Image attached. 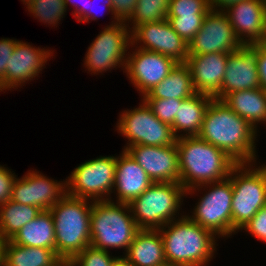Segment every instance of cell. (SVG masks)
I'll use <instances>...</instances> for the list:
<instances>
[{
	"mask_svg": "<svg viewBox=\"0 0 266 266\" xmlns=\"http://www.w3.org/2000/svg\"><path fill=\"white\" fill-rule=\"evenodd\" d=\"M258 131L224 101L213 98L198 137L224 151L238 163H256Z\"/></svg>",
	"mask_w": 266,
	"mask_h": 266,
	"instance_id": "6da1fadb",
	"label": "cell"
},
{
	"mask_svg": "<svg viewBox=\"0 0 266 266\" xmlns=\"http://www.w3.org/2000/svg\"><path fill=\"white\" fill-rule=\"evenodd\" d=\"M159 232L168 264L206 266L217 251L216 236L187 215L178 216V219L162 226Z\"/></svg>",
	"mask_w": 266,
	"mask_h": 266,
	"instance_id": "7a4b0ae2",
	"label": "cell"
},
{
	"mask_svg": "<svg viewBox=\"0 0 266 266\" xmlns=\"http://www.w3.org/2000/svg\"><path fill=\"white\" fill-rule=\"evenodd\" d=\"M179 155L180 184L186 191L229 177L237 164L224 151L198 136L176 140Z\"/></svg>",
	"mask_w": 266,
	"mask_h": 266,
	"instance_id": "3957f363",
	"label": "cell"
},
{
	"mask_svg": "<svg viewBox=\"0 0 266 266\" xmlns=\"http://www.w3.org/2000/svg\"><path fill=\"white\" fill-rule=\"evenodd\" d=\"M66 194L49 211L54 220L55 252L69 263L90 246V215L93 201Z\"/></svg>",
	"mask_w": 266,
	"mask_h": 266,
	"instance_id": "277c9868",
	"label": "cell"
},
{
	"mask_svg": "<svg viewBox=\"0 0 266 266\" xmlns=\"http://www.w3.org/2000/svg\"><path fill=\"white\" fill-rule=\"evenodd\" d=\"M90 223L92 247L105 251L123 248L124 254L140 230L129 204L116 203L112 199L93 201Z\"/></svg>",
	"mask_w": 266,
	"mask_h": 266,
	"instance_id": "5b68a950",
	"label": "cell"
},
{
	"mask_svg": "<svg viewBox=\"0 0 266 266\" xmlns=\"http://www.w3.org/2000/svg\"><path fill=\"white\" fill-rule=\"evenodd\" d=\"M186 189L175 182L153 183L129 203L139 229L158 230L177 219Z\"/></svg>",
	"mask_w": 266,
	"mask_h": 266,
	"instance_id": "8992f818",
	"label": "cell"
},
{
	"mask_svg": "<svg viewBox=\"0 0 266 266\" xmlns=\"http://www.w3.org/2000/svg\"><path fill=\"white\" fill-rule=\"evenodd\" d=\"M238 163L229 174L232 183V235L266 206V165ZM257 168H256V167Z\"/></svg>",
	"mask_w": 266,
	"mask_h": 266,
	"instance_id": "52a82bcc",
	"label": "cell"
},
{
	"mask_svg": "<svg viewBox=\"0 0 266 266\" xmlns=\"http://www.w3.org/2000/svg\"><path fill=\"white\" fill-rule=\"evenodd\" d=\"M207 189L193 209V215H187L192 221L211 231L217 238L232 235V183L230 177L186 191V196L194 191ZM206 187V188H205ZM209 188V190H208Z\"/></svg>",
	"mask_w": 266,
	"mask_h": 266,
	"instance_id": "ba28073f",
	"label": "cell"
},
{
	"mask_svg": "<svg viewBox=\"0 0 266 266\" xmlns=\"http://www.w3.org/2000/svg\"><path fill=\"white\" fill-rule=\"evenodd\" d=\"M115 171V156L85 161L66 179L67 194L91 201H108L113 193Z\"/></svg>",
	"mask_w": 266,
	"mask_h": 266,
	"instance_id": "9c48e42d",
	"label": "cell"
},
{
	"mask_svg": "<svg viewBox=\"0 0 266 266\" xmlns=\"http://www.w3.org/2000/svg\"><path fill=\"white\" fill-rule=\"evenodd\" d=\"M139 107L124 110L119 114L117 132L128 139V147L142 144L147 146H169L176 143L171 125L161 122L148 104L141 99Z\"/></svg>",
	"mask_w": 266,
	"mask_h": 266,
	"instance_id": "30bf717a",
	"label": "cell"
},
{
	"mask_svg": "<svg viewBox=\"0 0 266 266\" xmlns=\"http://www.w3.org/2000/svg\"><path fill=\"white\" fill-rule=\"evenodd\" d=\"M103 29L92 41L85 55L84 66L89 72L92 71L91 74H103L117 66L125 69L127 51L132 46L131 31L126 22L113 20Z\"/></svg>",
	"mask_w": 266,
	"mask_h": 266,
	"instance_id": "8fae6325",
	"label": "cell"
},
{
	"mask_svg": "<svg viewBox=\"0 0 266 266\" xmlns=\"http://www.w3.org/2000/svg\"><path fill=\"white\" fill-rule=\"evenodd\" d=\"M241 45L225 12L210 9L200 30L189 42V55L232 53Z\"/></svg>",
	"mask_w": 266,
	"mask_h": 266,
	"instance_id": "7c38bea8",
	"label": "cell"
},
{
	"mask_svg": "<svg viewBox=\"0 0 266 266\" xmlns=\"http://www.w3.org/2000/svg\"><path fill=\"white\" fill-rule=\"evenodd\" d=\"M131 41V48L137 45V48L171 57L177 63H186L189 57V43L176 33L167 19L138 26L131 33Z\"/></svg>",
	"mask_w": 266,
	"mask_h": 266,
	"instance_id": "4fadbf2b",
	"label": "cell"
},
{
	"mask_svg": "<svg viewBox=\"0 0 266 266\" xmlns=\"http://www.w3.org/2000/svg\"><path fill=\"white\" fill-rule=\"evenodd\" d=\"M66 194V179L57 181L46 177L39 171L29 170L23 177L15 179L11 200L47 211Z\"/></svg>",
	"mask_w": 266,
	"mask_h": 266,
	"instance_id": "5bb4252c",
	"label": "cell"
},
{
	"mask_svg": "<svg viewBox=\"0 0 266 266\" xmlns=\"http://www.w3.org/2000/svg\"><path fill=\"white\" fill-rule=\"evenodd\" d=\"M176 64L171 57L136 47L128 54L123 72L144 97L169 75Z\"/></svg>",
	"mask_w": 266,
	"mask_h": 266,
	"instance_id": "9a60e30c",
	"label": "cell"
},
{
	"mask_svg": "<svg viewBox=\"0 0 266 266\" xmlns=\"http://www.w3.org/2000/svg\"><path fill=\"white\" fill-rule=\"evenodd\" d=\"M154 183H180L179 155L176 143L169 146L136 144L126 149Z\"/></svg>",
	"mask_w": 266,
	"mask_h": 266,
	"instance_id": "2e32d148",
	"label": "cell"
},
{
	"mask_svg": "<svg viewBox=\"0 0 266 266\" xmlns=\"http://www.w3.org/2000/svg\"><path fill=\"white\" fill-rule=\"evenodd\" d=\"M257 68V44L241 45L228 54L221 85V100L229 93L260 88Z\"/></svg>",
	"mask_w": 266,
	"mask_h": 266,
	"instance_id": "e0dca14e",
	"label": "cell"
},
{
	"mask_svg": "<svg viewBox=\"0 0 266 266\" xmlns=\"http://www.w3.org/2000/svg\"><path fill=\"white\" fill-rule=\"evenodd\" d=\"M52 50L37 48L29 43L19 41L9 60L5 71V90H16L27 81H32L45 68L49 57H53Z\"/></svg>",
	"mask_w": 266,
	"mask_h": 266,
	"instance_id": "ac0fdd59",
	"label": "cell"
},
{
	"mask_svg": "<svg viewBox=\"0 0 266 266\" xmlns=\"http://www.w3.org/2000/svg\"><path fill=\"white\" fill-rule=\"evenodd\" d=\"M223 11L242 45L262 44L266 11L262 0H242Z\"/></svg>",
	"mask_w": 266,
	"mask_h": 266,
	"instance_id": "d6986e66",
	"label": "cell"
},
{
	"mask_svg": "<svg viewBox=\"0 0 266 266\" xmlns=\"http://www.w3.org/2000/svg\"><path fill=\"white\" fill-rule=\"evenodd\" d=\"M229 53L189 55L186 64L190 68L192 85L196 93L221 100L223 82Z\"/></svg>",
	"mask_w": 266,
	"mask_h": 266,
	"instance_id": "ffe728a7",
	"label": "cell"
},
{
	"mask_svg": "<svg viewBox=\"0 0 266 266\" xmlns=\"http://www.w3.org/2000/svg\"><path fill=\"white\" fill-rule=\"evenodd\" d=\"M154 182L149 178L145 170L123 150L120 156H116V171L113 191L116 192V203L129 204L139 197Z\"/></svg>",
	"mask_w": 266,
	"mask_h": 266,
	"instance_id": "44dd1931",
	"label": "cell"
},
{
	"mask_svg": "<svg viewBox=\"0 0 266 266\" xmlns=\"http://www.w3.org/2000/svg\"><path fill=\"white\" fill-rule=\"evenodd\" d=\"M124 256L133 266H162L166 264L165 250L159 229H140Z\"/></svg>",
	"mask_w": 266,
	"mask_h": 266,
	"instance_id": "7402d4cb",
	"label": "cell"
},
{
	"mask_svg": "<svg viewBox=\"0 0 266 266\" xmlns=\"http://www.w3.org/2000/svg\"><path fill=\"white\" fill-rule=\"evenodd\" d=\"M213 97L196 93L192 97L184 99L178 106L177 115L171 125L174 135L178 138L198 136L206 109ZM183 134H178V133ZM185 133V134H184Z\"/></svg>",
	"mask_w": 266,
	"mask_h": 266,
	"instance_id": "603a6c76",
	"label": "cell"
},
{
	"mask_svg": "<svg viewBox=\"0 0 266 266\" xmlns=\"http://www.w3.org/2000/svg\"><path fill=\"white\" fill-rule=\"evenodd\" d=\"M222 101L256 130L260 122L266 123V91L263 88L231 92Z\"/></svg>",
	"mask_w": 266,
	"mask_h": 266,
	"instance_id": "cb8c5ba5",
	"label": "cell"
},
{
	"mask_svg": "<svg viewBox=\"0 0 266 266\" xmlns=\"http://www.w3.org/2000/svg\"><path fill=\"white\" fill-rule=\"evenodd\" d=\"M4 266H66L55 251L42 247H26L3 241Z\"/></svg>",
	"mask_w": 266,
	"mask_h": 266,
	"instance_id": "d4e9b609",
	"label": "cell"
},
{
	"mask_svg": "<svg viewBox=\"0 0 266 266\" xmlns=\"http://www.w3.org/2000/svg\"><path fill=\"white\" fill-rule=\"evenodd\" d=\"M10 240L20 246L42 247L55 251L54 220L51 212L42 211L35 219L26 223Z\"/></svg>",
	"mask_w": 266,
	"mask_h": 266,
	"instance_id": "484cf974",
	"label": "cell"
},
{
	"mask_svg": "<svg viewBox=\"0 0 266 266\" xmlns=\"http://www.w3.org/2000/svg\"><path fill=\"white\" fill-rule=\"evenodd\" d=\"M194 94L190 68L186 63H177L169 75L142 99H187Z\"/></svg>",
	"mask_w": 266,
	"mask_h": 266,
	"instance_id": "4316f807",
	"label": "cell"
},
{
	"mask_svg": "<svg viewBox=\"0 0 266 266\" xmlns=\"http://www.w3.org/2000/svg\"><path fill=\"white\" fill-rule=\"evenodd\" d=\"M41 212L38 207L12 200L0 205V240H10L26 223L35 219Z\"/></svg>",
	"mask_w": 266,
	"mask_h": 266,
	"instance_id": "83f0119b",
	"label": "cell"
},
{
	"mask_svg": "<svg viewBox=\"0 0 266 266\" xmlns=\"http://www.w3.org/2000/svg\"><path fill=\"white\" fill-rule=\"evenodd\" d=\"M169 4L170 0H138L135 12L126 22V25L132 33L142 24L161 22L167 19ZM130 22L132 23L129 24ZM129 25H132L133 27H130Z\"/></svg>",
	"mask_w": 266,
	"mask_h": 266,
	"instance_id": "f1b7e54d",
	"label": "cell"
},
{
	"mask_svg": "<svg viewBox=\"0 0 266 266\" xmlns=\"http://www.w3.org/2000/svg\"><path fill=\"white\" fill-rule=\"evenodd\" d=\"M26 8L40 22L48 23L51 27H57L67 12L63 0H33Z\"/></svg>",
	"mask_w": 266,
	"mask_h": 266,
	"instance_id": "f546056e",
	"label": "cell"
},
{
	"mask_svg": "<svg viewBox=\"0 0 266 266\" xmlns=\"http://www.w3.org/2000/svg\"><path fill=\"white\" fill-rule=\"evenodd\" d=\"M109 251L86 247L78 253L66 266H111L114 256Z\"/></svg>",
	"mask_w": 266,
	"mask_h": 266,
	"instance_id": "4dcf8cb0",
	"label": "cell"
},
{
	"mask_svg": "<svg viewBox=\"0 0 266 266\" xmlns=\"http://www.w3.org/2000/svg\"><path fill=\"white\" fill-rule=\"evenodd\" d=\"M205 16H167L176 33L189 43L200 30Z\"/></svg>",
	"mask_w": 266,
	"mask_h": 266,
	"instance_id": "1f68e13d",
	"label": "cell"
},
{
	"mask_svg": "<svg viewBox=\"0 0 266 266\" xmlns=\"http://www.w3.org/2000/svg\"><path fill=\"white\" fill-rule=\"evenodd\" d=\"M209 0H170L167 16H206Z\"/></svg>",
	"mask_w": 266,
	"mask_h": 266,
	"instance_id": "d6a6232c",
	"label": "cell"
},
{
	"mask_svg": "<svg viewBox=\"0 0 266 266\" xmlns=\"http://www.w3.org/2000/svg\"><path fill=\"white\" fill-rule=\"evenodd\" d=\"M152 109L153 114L164 123L172 125L177 115L178 106L184 99H143Z\"/></svg>",
	"mask_w": 266,
	"mask_h": 266,
	"instance_id": "836d02e7",
	"label": "cell"
},
{
	"mask_svg": "<svg viewBox=\"0 0 266 266\" xmlns=\"http://www.w3.org/2000/svg\"><path fill=\"white\" fill-rule=\"evenodd\" d=\"M17 43L18 40L13 38H1L0 40V92L5 90V71Z\"/></svg>",
	"mask_w": 266,
	"mask_h": 266,
	"instance_id": "e575fe53",
	"label": "cell"
},
{
	"mask_svg": "<svg viewBox=\"0 0 266 266\" xmlns=\"http://www.w3.org/2000/svg\"><path fill=\"white\" fill-rule=\"evenodd\" d=\"M240 230H245L258 240L266 242V206L262 207Z\"/></svg>",
	"mask_w": 266,
	"mask_h": 266,
	"instance_id": "d590c367",
	"label": "cell"
},
{
	"mask_svg": "<svg viewBox=\"0 0 266 266\" xmlns=\"http://www.w3.org/2000/svg\"><path fill=\"white\" fill-rule=\"evenodd\" d=\"M14 171L0 165V205L11 200V193L15 179Z\"/></svg>",
	"mask_w": 266,
	"mask_h": 266,
	"instance_id": "8d00e7d4",
	"label": "cell"
},
{
	"mask_svg": "<svg viewBox=\"0 0 266 266\" xmlns=\"http://www.w3.org/2000/svg\"><path fill=\"white\" fill-rule=\"evenodd\" d=\"M138 0H112L113 19L127 22L135 12Z\"/></svg>",
	"mask_w": 266,
	"mask_h": 266,
	"instance_id": "74e56055",
	"label": "cell"
},
{
	"mask_svg": "<svg viewBox=\"0 0 266 266\" xmlns=\"http://www.w3.org/2000/svg\"><path fill=\"white\" fill-rule=\"evenodd\" d=\"M101 1H102L101 4L103 6L101 8H103V9L105 8V10H107L109 13H111V15H113L112 0H101ZM94 2H95V0H85V3H84V22H89V20H91V21L92 20H97L98 16L95 14L96 13V8H95V3Z\"/></svg>",
	"mask_w": 266,
	"mask_h": 266,
	"instance_id": "f35d334b",
	"label": "cell"
},
{
	"mask_svg": "<svg viewBox=\"0 0 266 266\" xmlns=\"http://www.w3.org/2000/svg\"><path fill=\"white\" fill-rule=\"evenodd\" d=\"M257 68L260 86L266 91V47L257 44Z\"/></svg>",
	"mask_w": 266,
	"mask_h": 266,
	"instance_id": "ab89813d",
	"label": "cell"
},
{
	"mask_svg": "<svg viewBox=\"0 0 266 266\" xmlns=\"http://www.w3.org/2000/svg\"><path fill=\"white\" fill-rule=\"evenodd\" d=\"M63 1H64L65 6H66V9H67L68 5L72 4L75 7L74 12H72V14L74 13L73 16H75V19L78 22H81V23L84 22V3H85V0H81V1H79V0L78 1H76V0H63Z\"/></svg>",
	"mask_w": 266,
	"mask_h": 266,
	"instance_id": "60d3db41",
	"label": "cell"
},
{
	"mask_svg": "<svg viewBox=\"0 0 266 266\" xmlns=\"http://www.w3.org/2000/svg\"><path fill=\"white\" fill-rule=\"evenodd\" d=\"M242 0H209V8L213 10H225L228 6Z\"/></svg>",
	"mask_w": 266,
	"mask_h": 266,
	"instance_id": "b9f144b4",
	"label": "cell"
},
{
	"mask_svg": "<svg viewBox=\"0 0 266 266\" xmlns=\"http://www.w3.org/2000/svg\"><path fill=\"white\" fill-rule=\"evenodd\" d=\"M111 266H133L125 256H116L113 258Z\"/></svg>",
	"mask_w": 266,
	"mask_h": 266,
	"instance_id": "7bdbcfd3",
	"label": "cell"
},
{
	"mask_svg": "<svg viewBox=\"0 0 266 266\" xmlns=\"http://www.w3.org/2000/svg\"><path fill=\"white\" fill-rule=\"evenodd\" d=\"M0 266H4V249L3 241L0 240Z\"/></svg>",
	"mask_w": 266,
	"mask_h": 266,
	"instance_id": "ee69618b",
	"label": "cell"
},
{
	"mask_svg": "<svg viewBox=\"0 0 266 266\" xmlns=\"http://www.w3.org/2000/svg\"><path fill=\"white\" fill-rule=\"evenodd\" d=\"M263 39H266V11H265V19H264Z\"/></svg>",
	"mask_w": 266,
	"mask_h": 266,
	"instance_id": "f6af8a7d",
	"label": "cell"
},
{
	"mask_svg": "<svg viewBox=\"0 0 266 266\" xmlns=\"http://www.w3.org/2000/svg\"><path fill=\"white\" fill-rule=\"evenodd\" d=\"M25 5H28L30 2H32L33 0H21Z\"/></svg>",
	"mask_w": 266,
	"mask_h": 266,
	"instance_id": "bcb514c9",
	"label": "cell"
},
{
	"mask_svg": "<svg viewBox=\"0 0 266 266\" xmlns=\"http://www.w3.org/2000/svg\"><path fill=\"white\" fill-rule=\"evenodd\" d=\"M262 44L266 47V39H262Z\"/></svg>",
	"mask_w": 266,
	"mask_h": 266,
	"instance_id": "7dc6e473",
	"label": "cell"
},
{
	"mask_svg": "<svg viewBox=\"0 0 266 266\" xmlns=\"http://www.w3.org/2000/svg\"><path fill=\"white\" fill-rule=\"evenodd\" d=\"M162 266H176V265H172V264H168V263H166V264H164V265H162Z\"/></svg>",
	"mask_w": 266,
	"mask_h": 266,
	"instance_id": "c3c4849f",
	"label": "cell"
},
{
	"mask_svg": "<svg viewBox=\"0 0 266 266\" xmlns=\"http://www.w3.org/2000/svg\"><path fill=\"white\" fill-rule=\"evenodd\" d=\"M263 4L265 5V8H266V0H262Z\"/></svg>",
	"mask_w": 266,
	"mask_h": 266,
	"instance_id": "681fc988",
	"label": "cell"
}]
</instances>
